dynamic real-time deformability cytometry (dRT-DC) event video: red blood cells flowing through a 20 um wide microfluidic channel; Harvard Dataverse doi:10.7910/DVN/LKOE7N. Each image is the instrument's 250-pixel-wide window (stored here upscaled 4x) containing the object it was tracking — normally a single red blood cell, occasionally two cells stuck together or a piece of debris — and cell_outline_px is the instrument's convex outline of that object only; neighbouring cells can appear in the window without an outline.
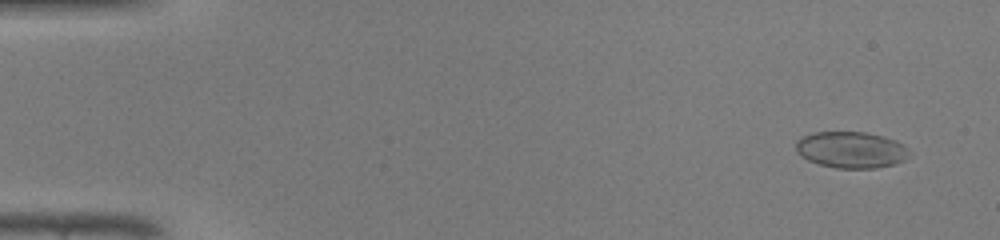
{"species": "common noctule bat (a hibernating species)", "species_latin": "Nyctalus noctula", "temperature_condition": "warm", "stored_images_in_passage": 46, "camera_frame_rate_fps": 3000, "um_per_image_px": 0.085, "animal": {"sex": "male", "body_mass_g": 19.0, "forearm_length_mm": 50.8}, "frame": {"image": 1, "passage_image": 2, "time_ms": 0.333, "image_size_px": [1000, 240], "cell_outline_px": [[904, 160], [892, 164], [876, 168], [836, 168], [820, 164], [808, 160], [800, 156], [796, 152], [796, 140], [804, 136], [816, 132], [864, 132], [896, 140], [904, 144]], "centroid_in_image_um": [72.26, 12.73], "position_along_channel_um": 12.7, "area_um2": 23.58}}
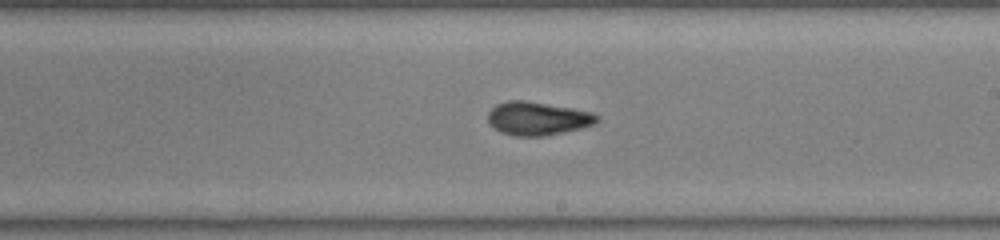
{"frame": {"image": 2, "passage_image": 27, "time_ms": 8.667, "image_size_px": [1000, 240], "cell_outline_px": [[600, 120], [596, 124], [580, 128], [544, 136], [516, 136], [500, 132], [492, 128], [488, 124], [488, 112], [496, 104], [508, 100], [524, 100], [572, 108], [592, 112], [600, 116]], "centroid_in_image_um": [45.68, 10.07], "position_along_channel_um": 243.3, "area_um2": 21.39}}
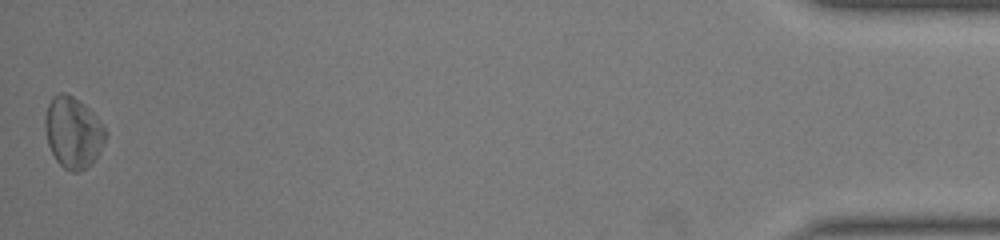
{"frame": {"image": 3, "passage_image": 46, "time_ms": 15.0, "image_size_px": [1000, 240], "cell_outline_px": [[108, 136], [100, 152], [92, 164], [76, 172], [72, 172], [64, 168], [56, 160], [48, 144], [44, 128], [44, 116], [48, 104], [52, 96], [60, 92], [64, 92], [72, 96], [84, 104], [100, 120], [108, 132]], "centroid_in_image_um": [6.22, 11.25], "position_along_channel_um": 429.0, "area_um2": 25.37}, "authors_computed_cell_mechanics": {"area_um2": 22.1374, "velocity_mm_per_s": 4.3311, "shape_relaxation_time_tau1_ms": 3.2876, "shape_relaxation_time_tau2_ms": 3.62, "deformation_change_tau1": 0.1274, "deformation_change_tau2": 0.091}}